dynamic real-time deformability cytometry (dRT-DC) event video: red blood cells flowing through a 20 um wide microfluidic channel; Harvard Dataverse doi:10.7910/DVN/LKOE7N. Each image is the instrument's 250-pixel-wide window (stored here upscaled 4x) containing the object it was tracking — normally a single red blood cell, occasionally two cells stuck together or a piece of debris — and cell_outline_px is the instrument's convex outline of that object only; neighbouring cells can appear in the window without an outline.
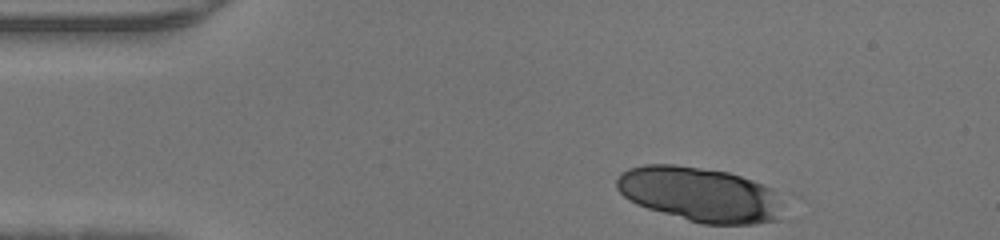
{"species": "human", "species_latin": "Homo sapiens", "temperature_condition": "warm", "stored_images_in_passage": 31, "camera_frame_rate_fps": 3000, "um_per_image_px": 0.085, "donor": {"sex": "male"}, "frame": {"image": 1, "passage_image": 1, "time_ms": 0.0, "image_size_px": [1000, 240], "cell_outline_px": [[780, 204], [776, 220], [756, 224], [700, 224], [648, 208], [636, 204], [624, 196], [616, 188], [616, 180], [628, 168], [644, 164], [676, 164], [728, 172], [764, 184], [772, 188]], "centroid_in_image_um": [59.44, 16.51], "position_along_channel_um": 25.6, "area_um2": 52.6}}
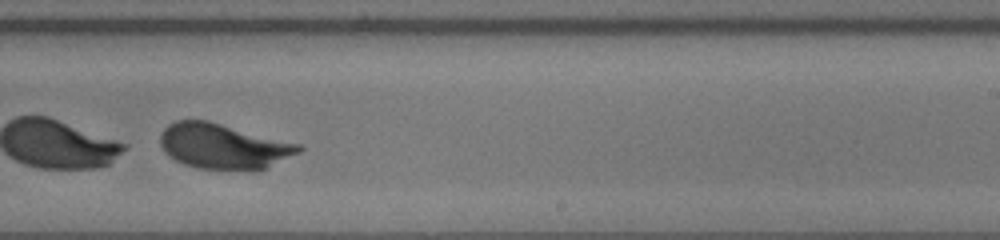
{"frame": {"image": 2, "passage_image": 23, "time_ms": 7.333, "image_size_px": [1000, 240], "cell_outline_px": [[304, 148], [300, 152], [256, 172], [196, 168], [184, 164], [168, 156], [164, 152], [160, 144], [160, 136], [164, 128], [168, 124], [176, 120], [208, 120], [300, 144]], "centroid_in_image_um": [18.98, 12.45], "position_along_channel_um": 270.0, "area_um2": 36.93}}
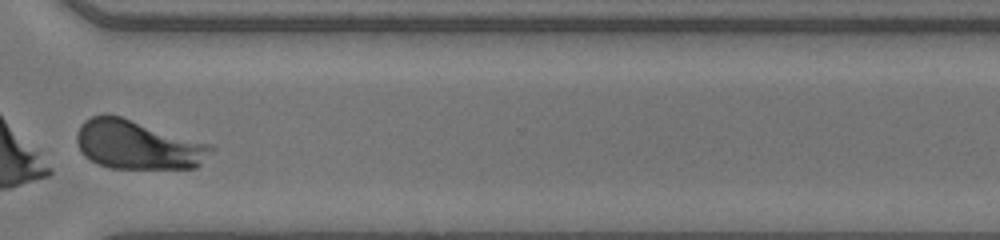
{"frame": {"image": 3, "passage_image": 29, "time_ms": 9.333, "image_size_px": [1000, 240], "cell_outline_px": [[212, 148], [200, 164], [196, 168], [108, 168], [96, 164], [84, 156], [80, 152], [76, 144], [76, 132], [80, 124], [84, 120], [92, 116], [104, 112], [120, 116], [212, 144]], "centroid_in_image_um": [11.62, 12.29], "position_along_channel_um": 359.0, "area_um2": 38.61}}